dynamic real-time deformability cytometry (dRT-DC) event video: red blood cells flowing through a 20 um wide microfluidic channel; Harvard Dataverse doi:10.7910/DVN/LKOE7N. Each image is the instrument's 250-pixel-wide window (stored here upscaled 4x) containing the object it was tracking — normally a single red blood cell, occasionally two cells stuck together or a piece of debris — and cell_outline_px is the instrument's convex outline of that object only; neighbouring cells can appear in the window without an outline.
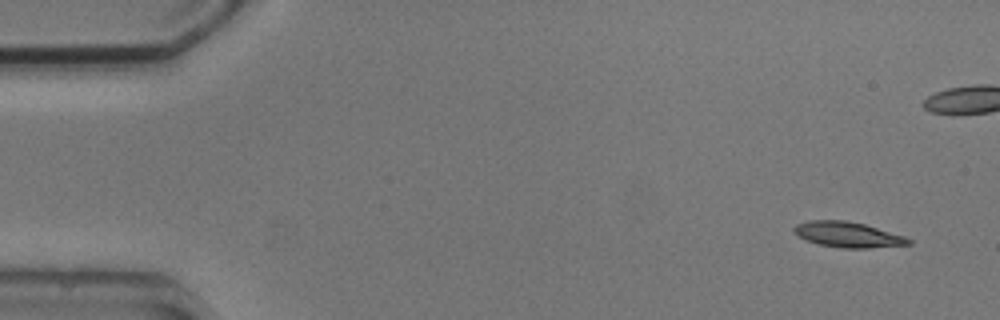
{"species": "common noctule bat (a hibernating species)", "species_latin": "Nyctalus noctula", "temperature_condition": "cold", "stored_images_in_passage": 3, "segment_of_instrument_passage": [2, 2], "camera_frame_rate_fps": 3000, "um_per_image_px": 0.085, "animal": {"sex": "male", "body_mass_g": 20.5, "forearm_length_mm": 52.5}, "frame": {"image": 1, "passage_image": 3, "time_ms": 2.333, "image_size_px": [1000, 320], "cell_outline_px": [[912, 244], [868, 248], [840, 248], [820, 244], [796, 236], [792, 228], [796, 224], [808, 220], [848, 220], [864, 224], [904, 236], [912, 240]], "centroid_in_image_um": [72.04, 19.93], "position_along_channel_um": 13.0, "area_um2": 16.99}}